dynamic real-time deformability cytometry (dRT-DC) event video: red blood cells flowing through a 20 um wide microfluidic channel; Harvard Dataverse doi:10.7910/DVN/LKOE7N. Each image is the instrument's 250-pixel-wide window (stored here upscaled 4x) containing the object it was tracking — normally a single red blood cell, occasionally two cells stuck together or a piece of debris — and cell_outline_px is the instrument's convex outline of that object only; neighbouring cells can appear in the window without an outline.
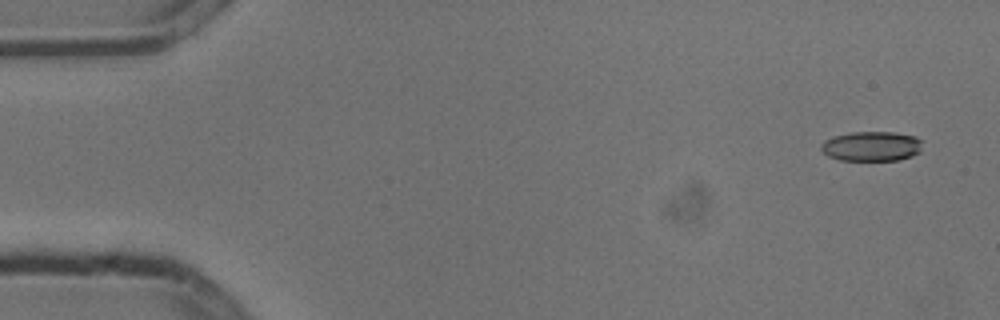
{"species": "common noctule bat (a hibernating species)", "species_latin": "Nyctalus noctula", "temperature_condition": "cold", "stored_images_in_passage": 5, "camera_frame_rate_fps": 3000, "um_per_image_px": 0.085, "animal": {"sex": "male", "body_mass_g": 13.3}, "frame": {"image": 1, "passage_image": 1, "time_ms": 0.0, "image_size_px": [1000, 320], "cell_outline_px": [[924, 140], [920, 152], [912, 156], [896, 160], [840, 160], [828, 156], [820, 148], [820, 144], [824, 140], [848, 132], [896, 132], [916, 136]], "centroid_in_image_um": [74.12, 12.42], "position_along_channel_um": 10.9, "area_um2": 17.8}}
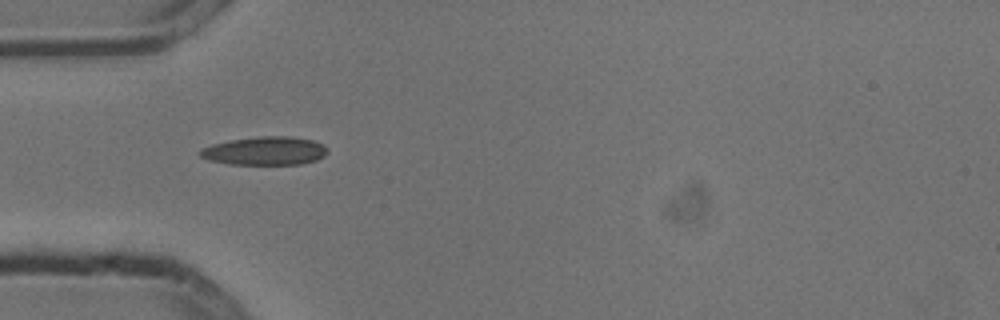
{"frame": {"image": 2, "passage_image": 5, "time_ms": 1.333, "image_size_px": [1000, 320], "cell_outline_px": [[328, 152], [324, 156], [316, 160], [300, 164], [228, 164], [208, 160], [200, 156], [196, 152], [200, 148], [212, 144], [228, 140], [260, 136], [292, 136], [312, 140], [324, 144], [328, 148]], "centroid_in_image_um": [22.5, 12.82], "position_along_channel_um": 62.5, "area_um2": 21.39}}